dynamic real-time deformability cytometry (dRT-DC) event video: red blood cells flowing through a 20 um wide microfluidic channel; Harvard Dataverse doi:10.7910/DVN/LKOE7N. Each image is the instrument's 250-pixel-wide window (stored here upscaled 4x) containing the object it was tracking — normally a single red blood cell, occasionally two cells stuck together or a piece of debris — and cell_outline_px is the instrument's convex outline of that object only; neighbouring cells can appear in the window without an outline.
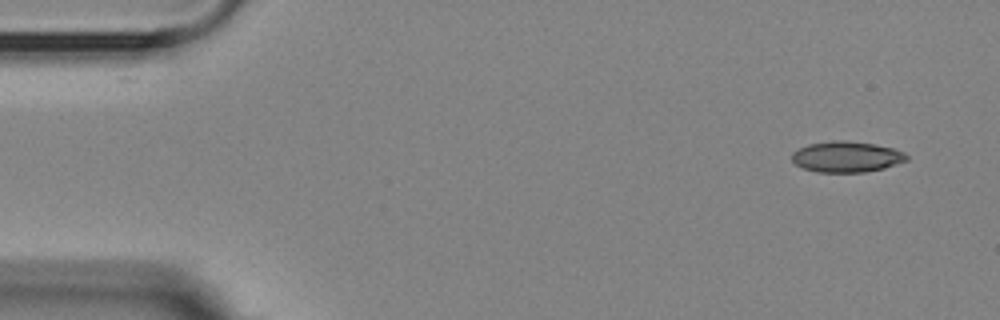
{"species": "Egyptian fruit bat (a non-hibernating species)", "species_latin": "Rousettus aegyptiacus", "temperature_condition": "room temperature", "stored_images_in_passage": 5, "camera_frame_rate_fps": 3000, "um_per_image_px": 0.085, "animal": {"sex": "female"}, "frame": {"image": 1, "passage_image": 1, "time_ms": 0.0, "image_size_px": [1000, 320], "cell_outline_px": [[908, 160], [884, 168], [864, 172], [816, 172], [804, 168], [796, 164], [792, 160], [792, 152], [808, 144], [832, 140], [844, 140], [872, 144], [892, 148], [904, 152], [908, 156]], "centroid_in_image_um": [71.95, 13.32], "position_along_channel_um": 13.1, "area_um2": 20.52}}
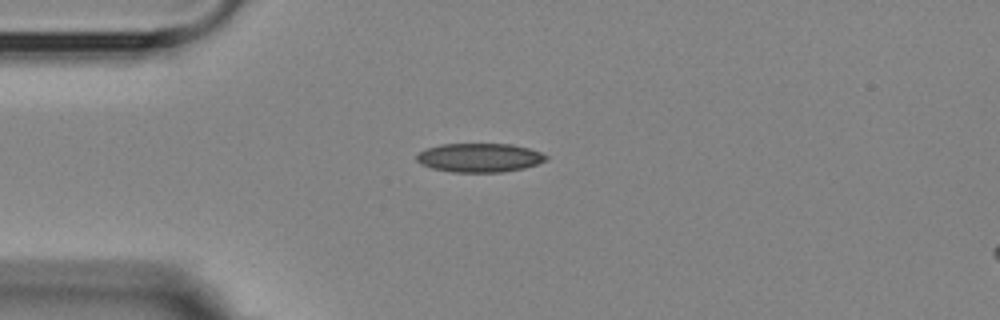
{"frame": {"image": 2, "passage_image": 4, "time_ms": 3.333, "image_size_px": [1000, 320], "cell_outline_px": [[548, 160], [524, 168], [504, 172], [452, 172], [432, 168], [420, 164], [416, 160], [416, 156], [420, 152], [428, 148], [440, 144], [512, 144], [528, 148], [540, 152], [548, 156]], "centroid_in_image_um": [40.76, 13.4], "position_along_channel_um": 44.2, "area_um2": 21.79}}
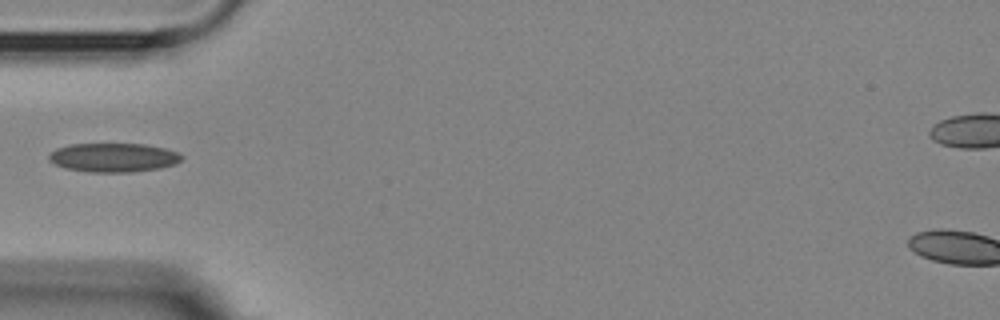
{"frame": {"image": 3, "passage_image": 5, "time_ms": 4.667, "image_size_px": [1000, 320], "cell_outline_px": [[184, 156], [176, 164], [160, 168], [132, 172], [88, 172], [64, 168], [48, 160], [48, 156], [56, 148], [68, 144], [144, 144], [164, 148], [176, 152]], "centroid_in_image_um": [9.63, 13.39], "position_along_channel_um": 75.4, "area_um2": 22.43}}